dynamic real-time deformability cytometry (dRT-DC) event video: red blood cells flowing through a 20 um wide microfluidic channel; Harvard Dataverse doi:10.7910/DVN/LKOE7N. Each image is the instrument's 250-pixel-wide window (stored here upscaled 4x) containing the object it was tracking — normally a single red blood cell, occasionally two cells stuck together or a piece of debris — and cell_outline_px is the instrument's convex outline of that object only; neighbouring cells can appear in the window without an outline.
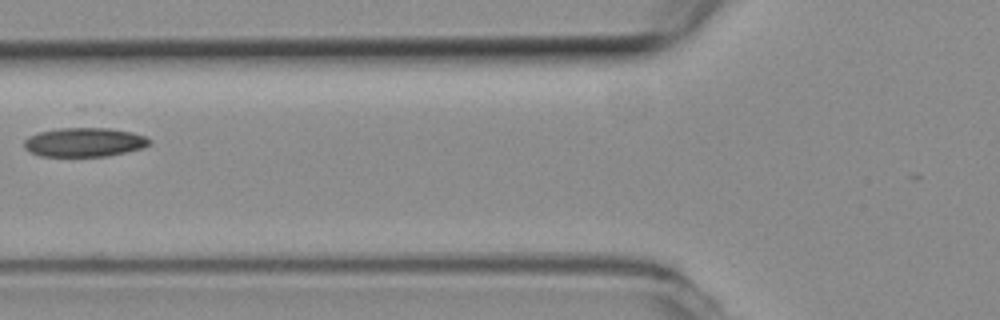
{"species": "common noctule bat (a hibernating species)", "species_latin": "Nyctalus noctula", "temperature_condition": "room temperature", "stored_images_in_passage": 6, "camera_frame_rate_fps": 3000, "um_per_image_px": 0.085, "animal": {"sex": "female", "body_mass_g": 19.3, "forearm_length_mm": 54.1}, "frame": {"image": 1, "passage_image": 5, "time_ms": 1.333, "image_size_px": [1000, 320], "cell_outline_px": [[152, 140], [144, 148], [108, 156], [40, 156], [24, 148], [24, 140], [28, 136], [40, 132], [56, 128], [76, 124], [80, 124], [108, 128], [132, 132], [144, 136]], "centroid_in_image_um": [7.16, 12.04], "position_along_channel_um": 118.6, "area_um2": 22.02}}
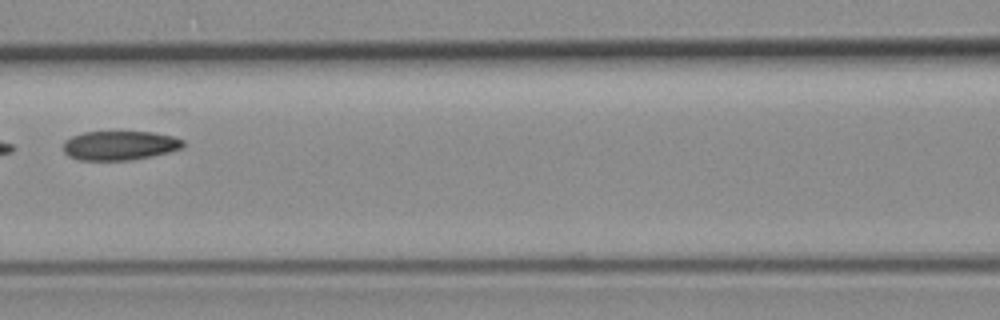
{"frame": {"image": 2, "passage_image": 6, "time_ms": 1.667, "image_size_px": [1000, 320], "cell_outline_px": [[184, 148], [152, 156], [128, 160], [80, 160], [68, 156], [64, 152], [64, 140], [72, 136], [84, 132], [152, 132], [172, 136], [184, 140]], "centroid_in_image_um": [10.18, 12.36], "position_along_channel_um": 156.4, "area_um2": 20.4}}